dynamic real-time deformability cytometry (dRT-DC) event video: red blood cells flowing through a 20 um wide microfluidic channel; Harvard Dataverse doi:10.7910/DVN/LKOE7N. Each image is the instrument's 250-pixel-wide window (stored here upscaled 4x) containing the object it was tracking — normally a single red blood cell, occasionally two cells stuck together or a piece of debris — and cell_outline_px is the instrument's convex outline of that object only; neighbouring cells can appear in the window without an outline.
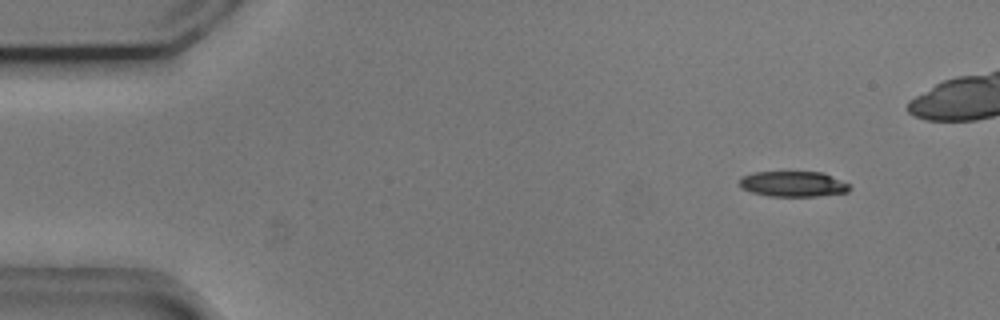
{"species": "common noctule bat (a hibernating species)", "species_latin": "Nyctalus noctula", "temperature_condition": "cold", "stored_images_in_passage": 49, "camera_frame_rate_fps": 3000, "um_per_image_px": 0.085, "animal": {"sex": "male", "body_mass_g": 20.5, "forearm_length_mm": 52.5}, "frame": {"image": 1, "passage_image": 6, "time_ms": 1.667, "image_size_px": [1000, 320], "cell_outline_px": [[852, 188], [848, 192], [816, 196], [768, 196], [752, 192], [740, 188], [740, 176], [752, 172], [824, 172], [848, 184]], "centroid_in_image_um": [67.39, 15.63], "position_along_channel_um": 17.6, "area_um2": 16.42}}
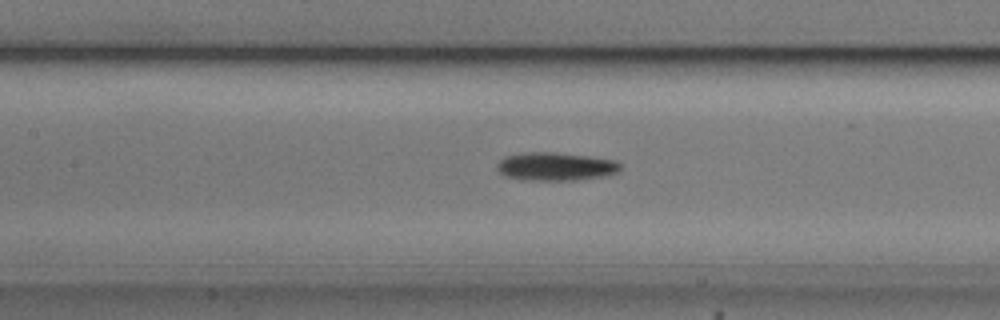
{"frame": {"image": 2, "passage_image": 25, "time_ms": 8.0, "image_size_px": [1000, 320], "cell_outline_px": [[620, 168], [616, 172], [600, 176], [572, 180], [524, 180], [504, 176], [496, 168], [496, 164], [504, 156], [524, 152], [556, 152], [588, 156], [616, 160], [620, 164]], "centroid_in_image_um": [47.15, 14.14], "position_along_channel_um": 160.2, "area_um2": 20.23}}
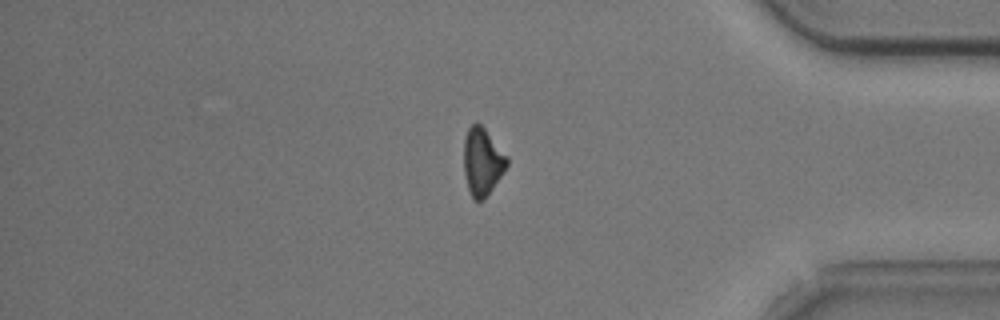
{"frame": {"image": 3, "passage_image": 46, "time_ms": 15.0, "image_size_px": [1000, 320], "cell_outline_px": [[508, 164], [504, 172], [484, 200], [472, 200], [464, 176], [464, 136], [468, 128], [476, 120], [484, 128], [508, 156]], "centroid_in_image_um": [40.99, 13.74], "position_along_channel_um": 394.2, "area_um2": 17.17}, "authors_computed_cell_mechanics": {"area_um2": 18.4382, "velocity_mm_per_s": 3.7189, "shape_relaxation_time_tau1_ms": 2.68, "shape_relaxation_time_tau2_ms": null, "deformation_change_tau1": 0.1177, "deformation_change_tau2": null}}